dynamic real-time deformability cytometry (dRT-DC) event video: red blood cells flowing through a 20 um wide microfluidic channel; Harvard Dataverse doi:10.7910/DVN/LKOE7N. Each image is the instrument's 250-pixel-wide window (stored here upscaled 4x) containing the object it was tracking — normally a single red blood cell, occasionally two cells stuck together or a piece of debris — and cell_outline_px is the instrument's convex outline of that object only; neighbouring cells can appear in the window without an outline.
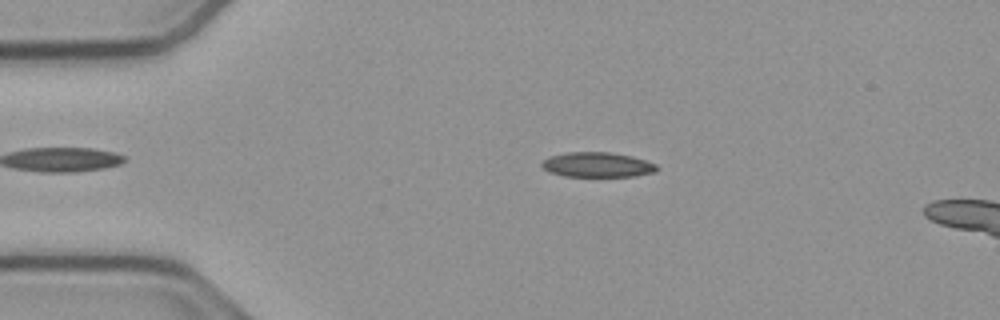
{"species": "common noctule bat (a hibernating species)", "species_latin": "Nyctalus noctula", "temperature_condition": "cold", "stored_images_in_passage": 53, "camera_frame_rate_fps": 3000, "um_per_image_px": 0.085, "animal": {"sex": "male", "body_mass_g": 23.1, "forearm_length_mm": 52.7}, "frame": {"image": 1, "passage_image": 11, "time_ms": 3.333, "image_size_px": [1000, 320], "cell_outline_px": [[660, 168], [656, 172], [636, 176], [564, 176], [548, 172], [540, 164], [544, 160], [552, 156], [568, 152], [612, 152], [632, 156], [656, 164]], "centroid_in_image_um": [50.81, 14.0], "position_along_channel_um": 34.2, "area_um2": 16.7}}
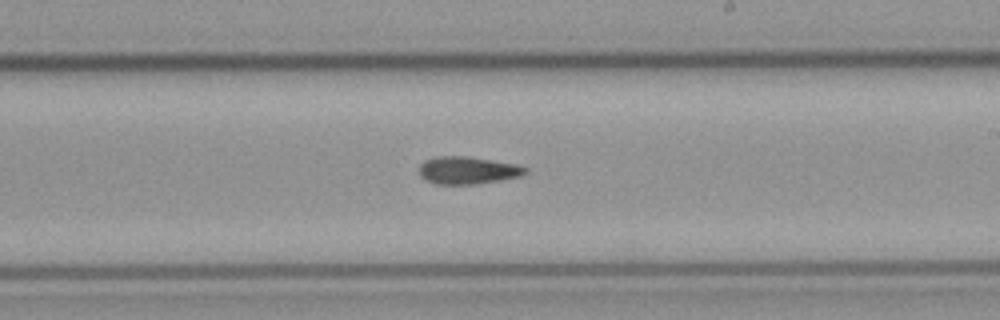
{"frame": {"image": 2, "passage_image": 31, "time_ms": 10.0, "image_size_px": [1000, 320], "cell_outline_px": [[528, 172], [520, 176], [500, 180], [476, 184], [436, 184], [420, 176], [420, 164], [424, 160], [436, 156], [464, 156], [516, 164], [528, 168]], "centroid_in_image_um": [39.75, 14.47], "position_along_channel_um": 249.2, "area_um2": 16.88}}
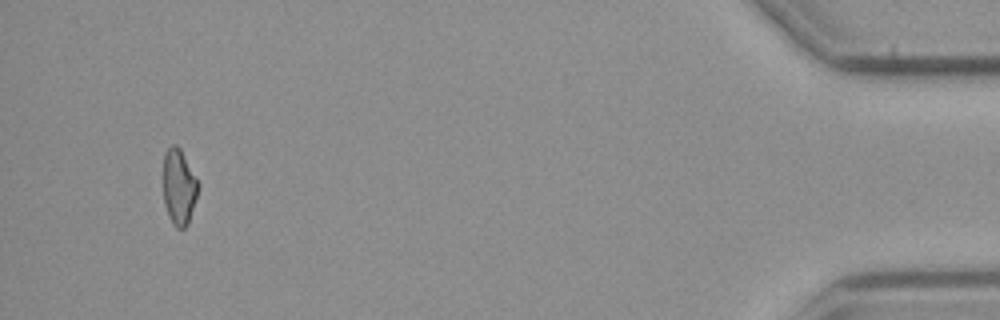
{"frame": {"image": 3, "passage_image": 51, "time_ms": 16.667, "image_size_px": [1000, 320], "cell_outline_px": [[200, 184], [188, 224], [184, 228], [176, 228], [172, 224], [168, 216], [164, 204], [164, 152], [172, 144], [176, 144], [180, 148]], "centroid_in_image_um": [15.21, 15.89], "position_along_channel_um": 420.0, "area_um2": 15.43}}